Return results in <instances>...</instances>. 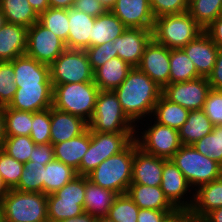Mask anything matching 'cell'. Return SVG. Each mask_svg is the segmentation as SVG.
Wrapping results in <instances>:
<instances>
[{"instance_id": "obj_1", "label": "cell", "mask_w": 222, "mask_h": 222, "mask_svg": "<svg viewBox=\"0 0 222 222\" xmlns=\"http://www.w3.org/2000/svg\"><path fill=\"white\" fill-rule=\"evenodd\" d=\"M127 117L137 125L152 117L163 88L138 67H132L126 79L113 90Z\"/></svg>"}, {"instance_id": "obj_2", "label": "cell", "mask_w": 222, "mask_h": 222, "mask_svg": "<svg viewBox=\"0 0 222 222\" xmlns=\"http://www.w3.org/2000/svg\"><path fill=\"white\" fill-rule=\"evenodd\" d=\"M134 140L121 152L102 161L87 177L95 185L126 194L132 181Z\"/></svg>"}, {"instance_id": "obj_3", "label": "cell", "mask_w": 222, "mask_h": 222, "mask_svg": "<svg viewBox=\"0 0 222 222\" xmlns=\"http://www.w3.org/2000/svg\"><path fill=\"white\" fill-rule=\"evenodd\" d=\"M204 29L188 12L155 18L152 39L171 49H182L197 38Z\"/></svg>"}, {"instance_id": "obj_4", "label": "cell", "mask_w": 222, "mask_h": 222, "mask_svg": "<svg viewBox=\"0 0 222 222\" xmlns=\"http://www.w3.org/2000/svg\"><path fill=\"white\" fill-rule=\"evenodd\" d=\"M53 86V107L89 122L95 111L99 92L94 82L67 83Z\"/></svg>"}, {"instance_id": "obj_5", "label": "cell", "mask_w": 222, "mask_h": 222, "mask_svg": "<svg viewBox=\"0 0 222 222\" xmlns=\"http://www.w3.org/2000/svg\"><path fill=\"white\" fill-rule=\"evenodd\" d=\"M135 141L144 152L164 159H171L182 146L177 129L159 124L152 117L136 125Z\"/></svg>"}, {"instance_id": "obj_6", "label": "cell", "mask_w": 222, "mask_h": 222, "mask_svg": "<svg viewBox=\"0 0 222 222\" xmlns=\"http://www.w3.org/2000/svg\"><path fill=\"white\" fill-rule=\"evenodd\" d=\"M88 129L100 133L135 132L136 125L124 113L113 90H99Z\"/></svg>"}, {"instance_id": "obj_7", "label": "cell", "mask_w": 222, "mask_h": 222, "mask_svg": "<svg viewBox=\"0 0 222 222\" xmlns=\"http://www.w3.org/2000/svg\"><path fill=\"white\" fill-rule=\"evenodd\" d=\"M5 222H48L47 195L9 189L0 202Z\"/></svg>"}, {"instance_id": "obj_8", "label": "cell", "mask_w": 222, "mask_h": 222, "mask_svg": "<svg viewBox=\"0 0 222 222\" xmlns=\"http://www.w3.org/2000/svg\"><path fill=\"white\" fill-rule=\"evenodd\" d=\"M195 191L222 176V165L202 155L193 145H182L171 158Z\"/></svg>"}, {"instance_id": "obj_9", "label": "cell", "mask_w": 222, "mask_h": 222, "mask_svg": "<svg viewBox=\"0 0 222 222\" xmlns=\"http://www.w3.org/2000/svg\"><path fill=\"white\" fill-rule=\"evenodd\" d=\"M135 139V132L100 133L90 131V144L84 154L78 175L87 176L102 161L123 151Z\"/></svg>"}, {"instance_id": "obj_10", "label": "cell", "mask_w": 222, "mask_h": 222, "mask_svg": "<svg viewBox=\"0 0 222 222\" xmlns=\"http://www.w3.org/2000/svg\"><path fill=\"white\" fill-rule=\"evenodd\" d=\"M52 85L93 82V71L85 50L66 49L51 65Z\"/></svg>"}, {"instance_id": "obj_11", "label": "cell", "mask_w": 222, "mask_h": 222, "mask_svg": "<svg viewBox=\"0 0 222 222\" xmlns=\"http://www.w3.org/2000/svg\"><path fill=\"white\" fill-rule=\"evenodd\" d=\"M160 187L169 202L185 216L193 205L194 190L171 159L163 158Z\"/></svg>"}, {"instance_id": "obj_12", "label": "cell", "mask_w": 222, "mask_h": 222, "mask_svg": "<svg viewBox=\"0 0 222 222\" xmlns=\"http://www.w3.org/2000/svg\"><path fill=\"white\" fill-rule=\"evenodd\" d=\"M66 49L65 42L39 22L28 28L25 54L39 63L50 66Z\"/></svg>"}, {"instance_id": "obj_13", "label": "cell", "mask_w": 222, "mask_h": 222, "mask_svg": "<svg viewBox=\"0 0 222 222\" xmlns=\"http://www.w3.org/2000/svg\"><path fill=\"white\" fill-rule=\"evenodd\" d=\"M211 90L208 79L200 77L191 81L167 84L162 94L171 102L188 110H201Z\"/></svg>"}, {"instance_id": "obj_14", "label": "cell", "mask_w": 222, "mask_h": 222, "mask_svg": "<svg viewBox=\"0 0 222 222\" xmlns=\"http://www.w3.org/2000/svg\"><path fill=\"white\" fill-rule=\"evenodd\" d=\"M137 67L148 75L152 81L164 88L169 84L170 49L152 39L146 46Z\"/></svg>"}, {"instance_id": "obj_15", "label": "cell", "mask_w": 222, "mask_h": 222, "mask_svg": "<svg viewBox=\"0 0 222 222\" xmlns=\"http://www.w3.org/2000/svg\"><path fill=\"white\" fill-rule=\"evenodd\" d=\"M110 11L126 28L153 29L155 18L149 0H116Z\"/></svg>"}, {"instance_id": "obj_16", "label": "cell", "mask_w": 222, "mask_h": 222, "mask_svg": "<svg viewBox=\"0 0 222 222\" xmlns=\"http://www.w3.org/2000/svg\"><path fill=\"white\" fill-rule=\"evenodd\" d=\"M152 40V30L142 28H126L121 36L113 42L120 59L132 67L140 64L146 46Z\"/></svg>"}, {"instance_id": "obj_17", "label": "cell", "mask_w": 222, "mask_h": 222, "mask_svg": "<svg viewBox=\"0 0 222 222\" xmlns=\"http://www.w3.org/2000/svg\"><path fill=\"white\" fill-rule=\"evenodd\" d=\"M222 207V176L194 191V202L184 222H199L210 211Z\"/></svg>"}, {"instance_id": "obj_18", "label": "cell", "mask_w": 222, "mask_h": 222, "mask_svg": "<svg viewBox=\"0 0 222 222\" xmlns=\"http://www.w3.org/2000/svg\"><path fill=\"white\" fill-rule=\"evenodd\" d=\"M8 106L33 113L51 108L53 106V86H17L14 98Z\"/></svg>"}, {"instance_id": "obj_19", "label": "cell", "mask_w": 222, "mask_h": 222, "mask_svg": "<svg viewBox=\"0 0 222 222\" xmlns=\"http://www.w3.org/2000/svg\"><path fill=\"white\" fill-rule=\"evenodd\" d=\"M163 158L148 154L138 147L134 139V160L131 184L160 186Z\"/></svg>"}, {"instance_id": "obj_20", "label": "cell", "mask_w": 222, "mask_h": 222, "mask_svg": "<svg viewBox=\"0 0 222 222\" xmlns=\"http://www.w3.org/2000/svg\"><path fill=\"white\" fill-rule=\"evenodd\" d=\"M182 50L194 63L200 77L207 78L211 74L219 48L205 31Z\"/></svg>"}, {"instance_id": "obj_21", "label": "cell", "mask_w": 222, "mask_h": 222, "mask_svg": "<svg viewBox=\"0 0 222 222\" xmlns=\"http://www.w3.org/2000/svg\"><path fill=\"white\" fill-rule=\"evenodd\" d=\"M9 62L14 68L16 86L52 85L50 66L39 63L26 54Z\"/></svg>"}, {"instance_id": "obj_22", "label": "cell", "mask_w": 222, "mask_h": 222, "mask_svg": "<svg viewBox=\"0 0 222 222\" xmlns=\"http://www.w3.org/2000/svg\"><path fill=\"white\" fill-rule=\"evenodd\" d=\"M88 129L83 118L51 107L50 143L52 145L75 138Z\"/></svg>"}, {"instance_id": "obj_23", "label": "cell", "mask_w": 222, "mask_h": 222, "mask_svg": "<svg viewBox=\"0 0 222 222\" xmlns=\"http://www.w3.org/2000/svg\"><path fill=\"white\" fill-rule=\"evenodd\" d=\"M69 34L66 48L70 50H86L92 47V26L95 18L74 9H68Z\"/></svg>"}, {"instance_id": "obj_24", "label": "cell", "mask_w": 222, "mask_h": 222, "mask_svg": "<svg viewBox=\"0 0 222 222\" xmlns=\"http://www.w3.org/2000/svg\"><path fill=\"white\" fill-rule=\"evenodd\" d=\"M28 28L6 23L0 29V62L12 61L25 54Z\"/></svg>"}, {"instance_id": "obj_25", "label": "cell", "mask_w": 222, "mask_h": 222, "mask_svg": "<svg viewBox=\"0 0 222 222\" xmlns=\"http://www.w3.org/2000/svg\"><path fill=\"white\" fill-rule=\"evenodd\" d=\"M132 66L113 57L93 72V82L99 90H114L126 79Z\"/></svg>"}, {"instance_id": "obj_26", "label": "cell", "mask_w": 222, "mask_h": 222, "mask_svg": "<svg viewBox=\"0 0 222 222\" xmlns=\"http://www.w3.org/2000/svg\"><path fill=\"white\" fill-rule=\"evenodd\" d=\"M118 194L112 190L93 184L85 176V199L83 208L96 219L106 217Z\"/></svg>"}, {"instance_id": "obj_27", "label": "cell", "mask_w": 222, "mask_h": 222, "mask_svg": "<svg viewBox=\"0 0 222 222\" xmlns=\"http://www.w3.org/2000/svg\"><path fill=\"white\" fill-rule=\"evenodd\" d=\"M127 194L142 209L177 210L166 198L160 186L130 184Z\"/></svg>"}, {"instance_id": "obj_28", "label": "cell", "mask_w": 222, "mask_h": 222, "mask_svg": "<svg viewBox=\"0 0 222 222\" xmlns=\"http://www.w3.org/2000/svg\"><path fill=\"white\" fill-rule=\"evenodd\" d=\"M90 144V130L70 140L53 145L55 160L61 161L75 169L78 174L80 162Z\"/></svg>"}, {"instance_id": "obj_29", "label": "cell", "mask_w": 222, "mask_h": 222, "mask_svg": "<svg viewBox=\"0 0 222 222\" xmlns=\"http://www.w3.org/2000/svg\"><path fill=\"white\" fill-rule=\"evenodd\" d=\"M214 125L201 110H191L186 122L178 129L182 145H193L212 132Z\"/></svg>"}, {"instance_id": "obj_30", "label": "cell", "mask_w": 222, "mask_h": 222, "mask_svg": "<svg viewBox=\"0 0 222 222\" xmlns=\"http://www.w3.org/2000/svg\"><path fill=\"white\" fill-rule=\"evenodd\" d=\"M125 30V25L110 10H107L95 18L92 26V46L113 42Z\"/></svg>"}, {"instance_id": "obj_31", "label": "cell", "mask_w": 222, "mask_h": 222, "mask_svg": "<svg viewBox=\"0 0 222 222\" xmlns=\"http://www.w3.org/2000/svg\"><path fill=\"white\" fill-rule=\"evenodd\" d=\"M190 110L171 102L163 94L155 104L152 118L159 124L179 129L187 120Z\"/></svg>"}, {"instance_id": "obj_32", "label": "cell", "mask_w": 222, "mask_h": 222, "mask_svg": "<svg viewBox=\"0 0 222 222\" xmlns=\"http://www.w3.org/2000/svg\"><path fill=\"white\" fill-rule=\"evenodd\" d=\"M0 9L10 24L30 28L39 19L28 0H0Z\"/></svg>"}, {"instance_id": "obj_33", "label": "cell", "mask_w": 222, "mask_h": 222, "mask_svg": "<svg viewBox=\"0 0 222 222\" xmlns=\"http://www.w3.org/2000/svg\"><path fill=\"white\" fill-rule=\"evenodd\" d=\"M77 171L61 161L53 160L45 165L43 193L48 195L61 189L77 176Z\"/></svg>"}, {"instance_id": "obj_34", "label": "cell", "mask_w": 222, "mask_h": 222, "mask_svg": "<svg viewBox=\"0 0 222 222\" xmlns=\"http://www.w3.org/2000/svg\"><path fill=\"white\" fill-rule=\"evenodd\" d=\"M48 222L76 217L84 213L83 203L79 200L59 198L55 193L47 195Z\"/></svg>"}, {"instance_id": "obj_35", "label": "cell", "mask_w": 222, "mask_h": 222, "mask_svg": "<svg viewBox=\"0 0 222 222\" xmlns=\"http://www.w3.org/2000/svg\"><path fill=\"white\" fill-rule=\"evenodd\" d=\"M200 78L194 63L182 49L170 50L169 83L185 82Z\"/></svg>"}, {"instance_id": "obj_36", "label": "cell", "mask_w": 222, "mask_h": 222, "mask_svg": "<svg viewBox=\"0 0 222 222\" xmlns=\"http://www.w3.org/2000/svg\"><path fill=\"white\" fill-rule=\"evenodd\" d=\"M188 13L205 30L222 14V0H189Z\"/></svg>"}, {"instance_id": "obj_37", "label": "cell", "mask_w": 222, "mask_h": 222, "mask_svg": "<svg viewBox=\"0 0 222 222\" xmlns=\"http://www.w3.org/2000/svg\"><path fill=\"white\" fill-rule=\"evenodd\" d=\"M6 136H30L33 112L20 111L4 106Z\"/></svg>"}, {"instance_id": "obj_38", "label": "cell", "mask_w": 222, "mask_h": 222, "mask_svg": "<svg viewBox=\"0 0 222 222\" xmlns=\"http://www.w3.org/2000/svg\"><path fill=\"white\" fill-rule=\"evenodd\" d=\"M38 22L65 43L67 42L69 34L68 9L49 7L39 15Z\"/></svg>"}, {"instance_id": "obj_39", "label": "cell", "mask_w": 222, "mask_h": 222, "mask_svg": "<svg viewBox=\"0 0 222 222\" xmlns=\"http://www.w3.org/2000/svg\"><path fill=\"white\" fill-rule=\"evenodd\" d=\"M44 170L45 165L42 163H35L34 161L25 163L15 190L43 193Z\"/></svg>"}, {"instance_id": "obj_40", "label": "cell", "mask_w": 222, "mask_h": 222, "mask_svg": "<svg viewBox=\"0 0 222 222\" xmlns=\"http://www.w3.org/2000/svg\"><path fill=\"white\" fill-rule=\"evenodd\" d=\"M194 148L222 165V125L213 127L212 132L193 144Z\"/></svg>"}, {"instance_id": "obj_41", "label": "cell", "mask_w": 222, "mask_h": 222, "mask_svg": "<svg viewBox=\"0 0 222 222\" xmlns=\"http://www.w3.org/2000/svg\"><path fill=\"white\" fill-rule=\"evenodd\" d=\"M139 209L127 193L121 194L115 198L107 217L115 222H137Z\"/></svg>"}, {"instance_id": "obj_42", "label": "cell", "mask_w": 222, "mask_h": 222, "mask_svg": "<svg viewBox=\"0 0 222 222\" xmlns=\"http://www.w3.org/2000/svg\"><path fill=\"white\" fill-rule=\"evenodd\" d=\"M36 144L30 136H6L2 150L19 162H29Z\"/></svg>"}, {"instance_id": "obj_43", "label": "cell", "mask_w": 222, "mask_h": 222, "mask_svg": "<svg viewBox=\"0 0 222 222\" xmlns=\"http://www.w3.org/2000/svg\"><path fill=\"white\" fill-rule=\"evenodd\" d=\"M23 168L24 163L0 150V176L8 189H15L18 186Z\"/></svg>"}, {"instance_id": "obj_44", "label": "cell", "mask_w": 222, "mask_h": 222, "mask_svg": "<svg viewBox=\"0 0 222 222\" xmlns=\"http://www.w3.org/2000/svg\"><path fill=\"white\" fill-rule=\"evenodd\" d=\"M30 138L35 144L50 143L51 108L34 112Z\"/></svg>"}, {"instance_id": "obj_45", "label": "cell", "mask_w": 222, "mask_h": 222, "mask_svg": "<svg viewBox=\"0 0 222 222\" xmlns=\"http://www.w3.org/2000/svg\"><path fill=\"white\" fill-rule=\"evenodd\" d=\"M17 86L14 68L9 61L0 62V106H7L13 100Z\"/></svg>"}, {"instance_id": "obj_46", "label": "cell", "mask_w": 222, "mask_h": 222, "mask_svg": "<svg viewBox=\"0 0 222 222\" xmlns=\"http://www.w3.org/2000/svg\"><path fill=\"white\" fill-rule=\"evenodd\" d=\"M85 52L87 53L93 72L106 61L113 57H118L114 42H106L99 46L88 47Z\"/></svg>"}, {"instance_id": "obj_47", "label": "cell", "mask_w": 222, "mask_h": 222, "mask_svg": "<svg viewBox=\"0 0 222 222\" xmlns=\"http://www.w3.org/2000/svg\"><path fill=\"white\" fill-rule=\"evenodd\" d=\"M154 18L188 12L189 0H149Z\"/></svg>"}, {"instance_id": "obj_48", "label": "cell", "mask_w": 222, "mask_h": 222, "mask_svg": "<svg viewBox=\"0 0 222 222\" xmlns=\"http://www.w3.org/2000/svg\"><path fill=\"white\" fill-rule=\"evenodd\" d=\"M137 222H184L178 210L139 209Z\"/></svg>"}, {"instance_id": "obj_49", "label": "cell", "mask_w": 222, "mask_h": 222, "mask_svg": "<svg viewBox=\"0 0 222 222\" xmlns=\"http://www.w3.org/2000/svg\"><path fill=\"white\" fill-rule=\"evenodd\" d=\"M202 110L214 126L222 125V90L211 89Z\"/></svg>"}, {"instance_id": "obj_50", "label": "cell", "mask_w": 222, "mask_h": 222, "mask_svg": "<svg viewBox=\"0 0 222 222\" xmlns=\"http://www.w3.org/2000/svg\"><path fill=\"white\" fill-rule=\"evenodd\" d=\"M55 194L62 199L79 200L84 203L85 199V176L77 175L73 180L65 184Z\"/></svg>"}, {"instance_id": "obj_51", "label": "cell", "mask_w": 222, "mask_h": 222, "mask_svg": "<svg viewBox=\"0 0 222 222\" xmlns=\"http://www.w3.org/2000/svg\"><path fill=\"white\" fill-rule=\"evenodd\" d=\"M54 159L53 145L51 143H46L36 144L34 146L29 161H34L35 163H42V165H46Z\"/></svg>"}, {"instance_id": "obj_52", "label": "cell", "mask_w": 222, "mask_h": 222, "mask_svg": "<svg viewBox=\"0 0 222 222\" xmlns=\"http://www.w3.org/2000/svg\"><path fill=\"white\" fill-rule=\"evenodd\" d=\"M74 9L80 10L94 18L104 14L107 10L99 0H75Z\"/></svg>"}, {"instance_id": "obj_53", "label": "cell", "mask_w": 222, "mask_h": 222, "mask_svg": "<svg viewBox=\"0 0 222 222\" xmlns=\"http://www.w3.org/2000/svg\"><path fill=\"white\" fill-rule=\"evenodd\" d=\"M207 79L211 89L222 90V48H219L215 65Z\"/></svg>"}, {"instance_id": "obj_54", "label": "cell", "mask_w": 222, "mask_h": 222, "mask_svg": "<svg viewBox=\"0 0 222 222\" xmlns=\"http://www.w3.org/2000/svg\"><path fill=\"white\" fill-rule=\"evenodd\" d=\"M212 39V41L222 48V17L220 16L215 21H213L205 30H204Z\"/></svg>"}, {"instance_id": "obj_55", "label": "cell", "mask_w": 222, "mask_h": 222, "mask_svg": "<svg viewBox=\"0 0 222 222\" xmlns=\"http://www.w3.org/2000/svg\"><path fill=\"white\" fill-rule=\"evenodd\" d=\"M199 222H222V207L210 211Z\"/></svg>"}, {"instance_id": "obj_56", "label": "cell", "mask_w": 222, "mask_h": 222, "mask_svg": "<svg viewBox=\"0 0 222 222\" xmlns=\"http://www.w3.org/2000/svg\"><path fill=\"white\" fill-rule=\"evenodd\" d=\"M28 2L38 15L50 7L49 0H28Z\"/></svg>"}, {"instance_id": "obj_57", "label": "cell", "mask_w": 222, "mask_h": 222, "mask_svg": "<svg viewBox=\"0 0 222 222\" xmlns=\"http://www.w3.org/2000/svg\"><path fill=\"white\" fill-rule=\"evenodd\" d=\"M96 220L97 219L94 216H92L90 213L84 212L79 216L71 217L57 222H96Z\"/></svg>"}, {"instance_id": "obj_58", "label": "cell", "mask_w": 222, "mask_h": 222, "mask_svg": "<svg viewBox=\"0 0 222 222\" xmlns=\"http://www.w3.org/2000/svg\"><path fill=\"white\" fill-rule=\"evenodd\" d=\"M75 0H49L50 7L70 9L74 6Z\"/></svg>"}, {"instance_id": "obj_59", "label": "cell", "mask_w": 222, "mask_h": 222, "mask_svg": "<svg viewBox=\"0 0 222 222\" xmlns=\"http://www.w3.org/2000/svg\"><path fill=\"white\" fill-rule=\"evenodd\" d=\"M5 138H6V134H5L4 106H0V150L3 148Z\"/></svg>"}, {"instance_id": "obj_60", "label": "cell", "mask_w": 222, "mask_h": 222, "mask_svg": "<svg viewBox=\"0 0 222 222\" xmlns=\"http://www.w3.org/2000/svg\"><path fill=\"white\" fill-rule=\"evenodd\" d=\"M9 189L3 182L2 177L0 176V202L3 200V198L8 194Z\"/></svg>"}, {"instance_id": "obj_61", "label": "cell", "mask_w": 222, "mask_h": 222, "mask_svg": "<svg viewBox=\"0 0 222 222\" xmlns=\"http://www.w3.org/2000/svg\"><path fill=\"white\" fill-rule=\"evenodd\" d=\"M116 0H99V2L105 7L106 10H110L115 4Z\"/></svg>"}, {"instance_id": "obj_62", "label": "cell", "mask_w": 222, "mask_h": 222, "mask_svg": "<svg viewBox=\"0 0 222 222\" xmlns=\"http://www.w3.org/2000/svg\"><path fill=\"white\" fill-rule=\"evenodd\" d=\"M7 23V20L0 9V29Z\"/></svg>"}, {"instance_id": "obj_63", "label": "cell", "mask_w": 222, "mask_h": 222, "mask_svg": "<svg viewBox=\"0 0 222 222\" xmlns=\"http://www.w3.org/2000/svg\"><path fill=\"white\" fill-rule=\"evenodd\" d=\"M96 222H115L113 219L109 218V217H101V218H98L96 220Z\"/></svg>"}, {"instance_id": "obj_64", "label": "cell", "mask_w": 222, "mask_h": 222, "mask_svg": "<svg viewBox=\"0 0 222 222\" xmlns=\"http://www.w3.org/2000/svg\"><path fill=\"white\" fill-rule=\"evenodd\" d=\"M0 222H5L4 216H3V209L2 206L0 204Z\"/></svg>"}]
</instances>
